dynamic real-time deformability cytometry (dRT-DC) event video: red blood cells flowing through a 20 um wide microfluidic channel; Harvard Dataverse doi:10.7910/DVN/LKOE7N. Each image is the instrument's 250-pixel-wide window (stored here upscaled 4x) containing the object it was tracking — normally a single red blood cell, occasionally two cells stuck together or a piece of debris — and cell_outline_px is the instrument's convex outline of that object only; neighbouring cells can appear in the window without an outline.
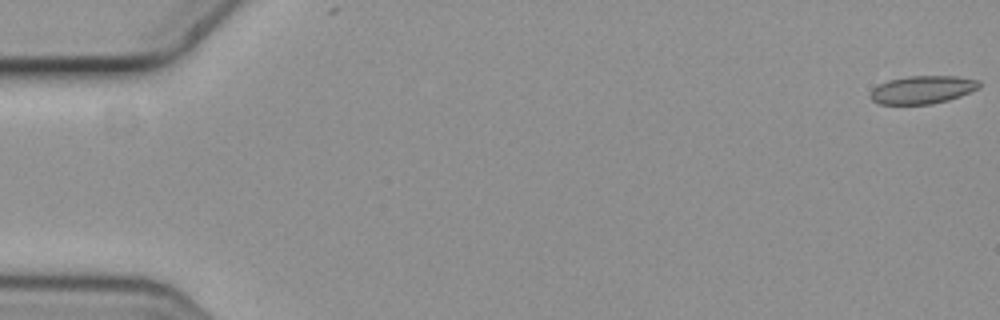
{"species": "common noctule bat (a hibernating species)", "species_latin": "Nyctalus noctula", "temperature_condition": "cold", "stored_images_in_passage": 6, "camera_frame_rate_fps": 3000, "um_per_image_px": 0.085, "animal": {"sex": "female", "body_mass_g": 19.3, "forearm_length_mm": 54.1}, "frame": {"image": 1, "passage_image": 1, "time_ms": 0.0, "image_size_px": [1000, 320], "cell_outline_px": [[980, 88], [960, 96], [948, 100], [932, 104], [876, 104], [868, 96], [872, 88], [888, 80], [908, 76], [956, 76], [980, 80]], "centroid_in_image_um": [78.39, 7.63], "position_along_channel_um": 6.6, "area_um2": 17.92}}
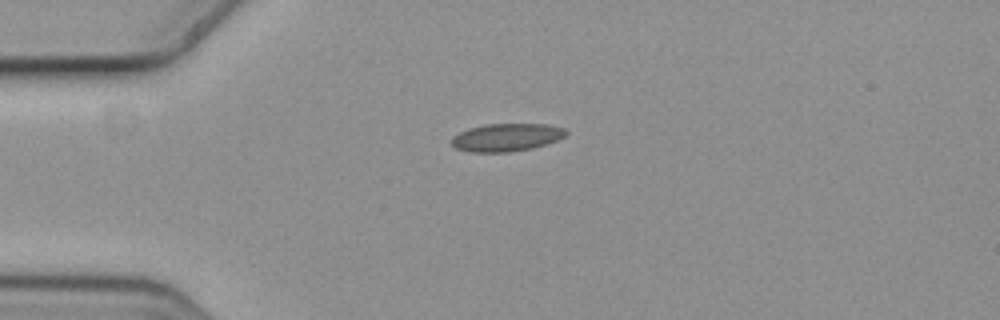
{"frame": {"image": 2, "passage_image": 5, "time_ms": 1.333, "image_size_px": [1000, 320], "cell_outline_px": [[568, 132], [564, 136], [548, 144], [532, 148], [508, 152], [468, 152], [456, 148], [452, 144], [452, 136], [468, 128], [484, 124], [548, 124], [564, 128]], "centroid_in_image_um": [43.04, 11.67], "position_along_channel_um": 42.0, "area_um2": 18.61}}